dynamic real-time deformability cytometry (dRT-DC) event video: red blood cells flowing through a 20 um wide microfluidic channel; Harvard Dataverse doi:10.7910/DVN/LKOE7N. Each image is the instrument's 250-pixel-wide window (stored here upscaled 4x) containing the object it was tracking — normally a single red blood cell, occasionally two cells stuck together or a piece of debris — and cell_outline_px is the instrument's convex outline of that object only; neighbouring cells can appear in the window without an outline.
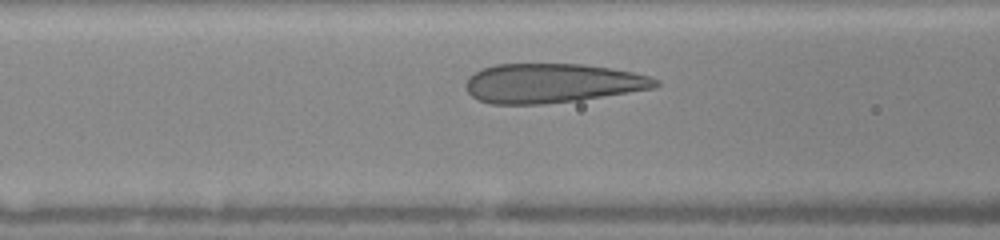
{"species": "human", "species_latin": "Homo sapiens", "temperature_condition": "warm", "stored_images_in_passage": 6, "camera_frame_rate_fps": 3000, "um_per_image_px": 0.085, "donor": {"sex": "female"}, "frame": {"image": 1, "passage_image": 4, "time_ms": 1.333, "image_size_px": [1000, 240], "cell_outline_px": [[660, 84], [656, 88], [580, 100], [544, 104], [492, 104], [480, 100], [472, 96], [464, 88], [464, 84], [468, 76], [484, 68], [496, 64], [584, 64], [632, 72], [648, 76], [660, 80]], "centroid_in_image_um": [46.93, 7.08], "position_along_channel_um": 119.7, "area_um2": 43.58}}